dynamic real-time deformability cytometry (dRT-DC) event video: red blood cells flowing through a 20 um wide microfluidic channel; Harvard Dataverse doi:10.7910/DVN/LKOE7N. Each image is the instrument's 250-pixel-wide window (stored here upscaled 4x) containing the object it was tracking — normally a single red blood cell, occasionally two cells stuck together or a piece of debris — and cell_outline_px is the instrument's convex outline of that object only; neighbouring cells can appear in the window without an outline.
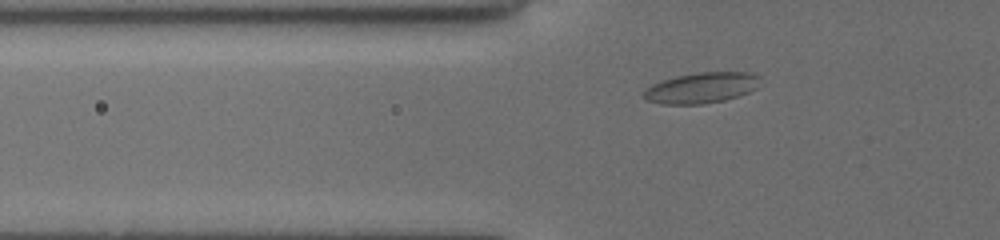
{"species": "common noctule bat (a hibernating species)", "species_latin": "Nyctalus noctula", "temperature_condition": "cold", "stored_images_in_passage": 36, "segment_of_instrument_passage": [1, 2], "camera_frame_rate_fps": 3000, "um_per_image_px": 0.085, "animal": {"sex": "female", "body_mass_g": 19.5, "forearm_length_mm": 54.1}, "frame": {"image": 1, "passage_image": 2, "time_ms": 0.333, "image_size_px": [1000, 240], "cell_outline_px": [[752, 76], [748, 92], [740, 96], [724, 100], [704, 104], [660, 104], [648, 100], [644, 96], [644, 92], [652, 84], [676, 76], [700, 72], [740, 72]], "centroid_in_image_um": [59.43, 7.5], "position_along_channel_um": 66.4, "area_um2": 19.65}}
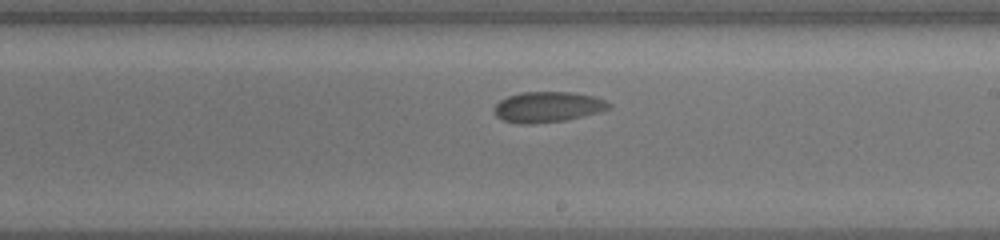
{"frame": {"image": 2, "passage_image": 17, "time_ms": 5.333, "image_size_px": [1000, 240], "cell_outline_px": [[612, 104], [608, 108], [596, 112], [564, 120], [532, 124], [520, 124], [504, 120], [496, 116], [496, 104], [500, 100], [508, 96], [520, 92], [572, 92], [592, 96], [604, 100]], "centroid_in_image_um": [46.52, 9.08], "position_along_channel_um": 242.5, "area_um2": 20.0}}
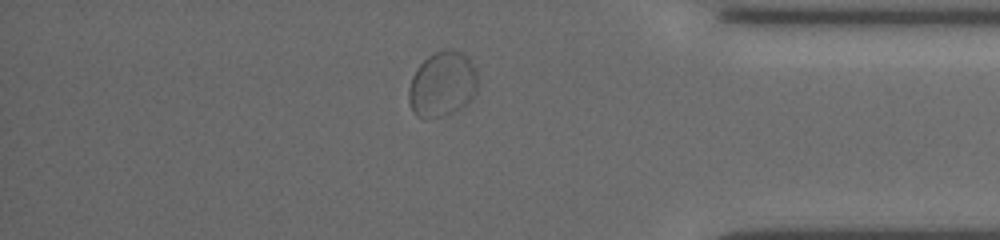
{"frame": {"image": 3, "passage_image": 31, "time_ms": 10.0, "image_size_px": [1000, 240], "cell_outline_px": [[476, 88], [472, 96], [460, 108], [424, 120], [416, 116], [408, 100], [408, 88], [412, 76], [416, 68], [428, 56], [436, 52], [460, 52], [468, 60], [476, 72]], "centroid_in_image_um": [37.52, 7.19], "position_along_channel_um": 397.7, "area_um2": 25.2}}